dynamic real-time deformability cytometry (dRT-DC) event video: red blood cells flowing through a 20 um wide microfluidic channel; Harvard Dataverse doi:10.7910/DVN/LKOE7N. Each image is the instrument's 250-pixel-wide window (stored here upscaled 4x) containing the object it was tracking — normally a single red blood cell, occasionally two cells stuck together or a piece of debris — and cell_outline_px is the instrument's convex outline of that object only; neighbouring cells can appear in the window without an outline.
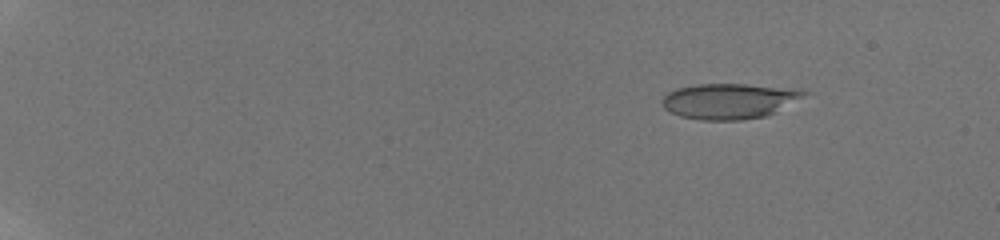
{"species": "human", "species_latin": "Homo sapiens", "temperature_condition": "room temperature", "stored_images_in_passage": 14, "camera_frame_rate_fps": 3000, "um_per_image_px": 0.085, "donor": {"sex": "male"}, "frame": {"image": 1, "passage_image": 3, "time_ms": 2.0, "image_size_px": [1000, 240], "cell_outline_px": [[812, 92], [776, 112], [768, 116], [740, 120], [700, 120], [680, 116], [664, 108], [660, 104], [664, 96], [668, 92], [676, 88], [696, 84], [744, 84], [800, 88]], "centroid_in_image_um": [62.03, 8.58], "position_along_channel_um": 23.0, "area_um2": 29.77}}
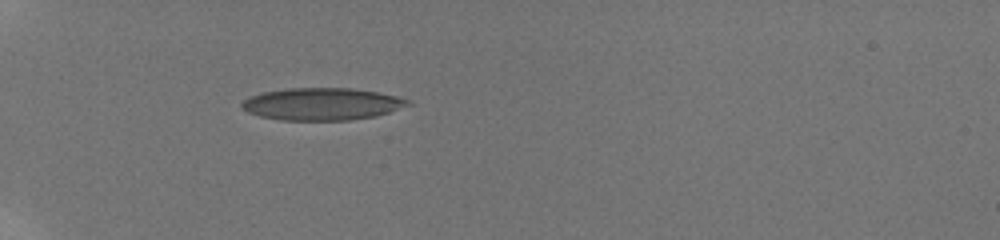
{"frame": {"image": 2, "passage_image": 10, "time_ms": 6.333, "image_size_px": [1000, 240], "cell_outline_px": [[412, 104], [376, 116], [348, 120], [280, 120], [260, 116], [248, 112], [240, 108], [240, 104], [244, 100], [260, 92], [288, 88], [352, 88], [376, 92], [396, 96], [412, 100]], "centroid_in_image_um": [27.35, 8.84], "position_along_channel_um": 57.6, "area_um2": 31.27}}